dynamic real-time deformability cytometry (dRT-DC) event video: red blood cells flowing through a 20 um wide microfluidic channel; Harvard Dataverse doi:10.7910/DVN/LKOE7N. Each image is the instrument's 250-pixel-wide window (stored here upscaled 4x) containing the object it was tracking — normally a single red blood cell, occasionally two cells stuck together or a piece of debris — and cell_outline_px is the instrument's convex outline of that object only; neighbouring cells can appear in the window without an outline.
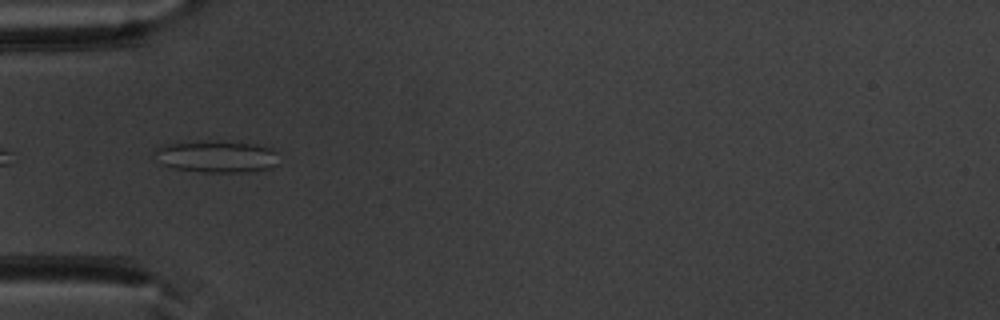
{"species": "common noctule bat (a hibernating species)", "species_latin": "Nyctalus noctula", "temperature_condition": "warm", "stored_images_in_passage": 15, "camera_frame_rate_fps": 3000, "um_per_image_px": 0.085, "animal": {"sex": "male", "body_mass_g": 20.1, "forearm_length_mm": 53.5}, "frame": {"image": 1, "passage_image": 13, "time_ms": 4.0, "image_size_px": [1000, 320], "cell_outline_px": [[276, 164], [268, 168], [248, 172], [204, 172], [172, 168], [164, 164], [152, 152], [160, 144], [220, 140], [256, 144], [272, 148], [276, 152]], "centroid_in_image_um": [18.39, 13.29], "position_along_channel_um": 66.6, "area_um2": 23.18}}